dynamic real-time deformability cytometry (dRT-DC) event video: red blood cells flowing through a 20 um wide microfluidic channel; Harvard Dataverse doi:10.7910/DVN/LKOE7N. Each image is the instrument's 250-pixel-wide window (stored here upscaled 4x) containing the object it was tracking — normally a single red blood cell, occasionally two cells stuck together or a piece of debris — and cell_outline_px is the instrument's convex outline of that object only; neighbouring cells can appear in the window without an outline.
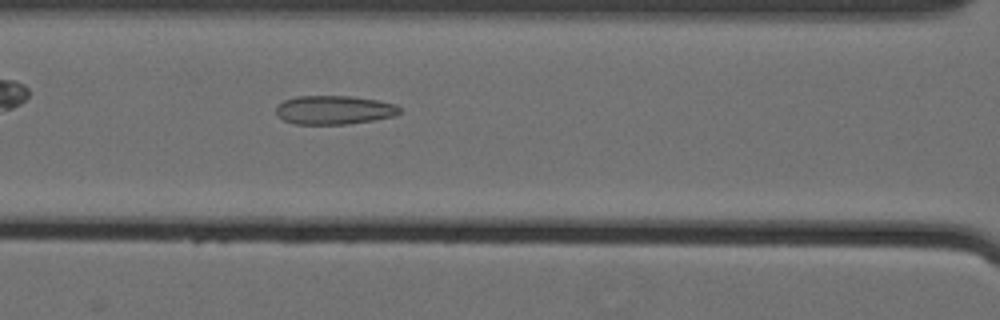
{"species": "Egyptian fruit bat (a non-hibernating species)", "species_latin": "Rousettus aegyptiacus", "temperature_condition": "cold", "stored_images_in_passage": 49, "camera_frame_rate_fps": 3000, "um_per_image_px": 0.085, "animal": {"sex": "female"}, "frame": {"image": 1, "passage_image": 24, "time_ms": 7.667, "image_size_px": [1000, 320], "cell_outline_px": [[400, 112], [392, 116], [376, 120], [348, 124], [296, 124], [284, 120], [276, 112], [276, 104], [284, 100], [296, 96], [352, 96], [376, 100], [396, 104], [400, 108]], "centroid_in_image_um": [28.39, 9.34], "position_along_channel_um": 138.2, "area_um2": 20.75}}
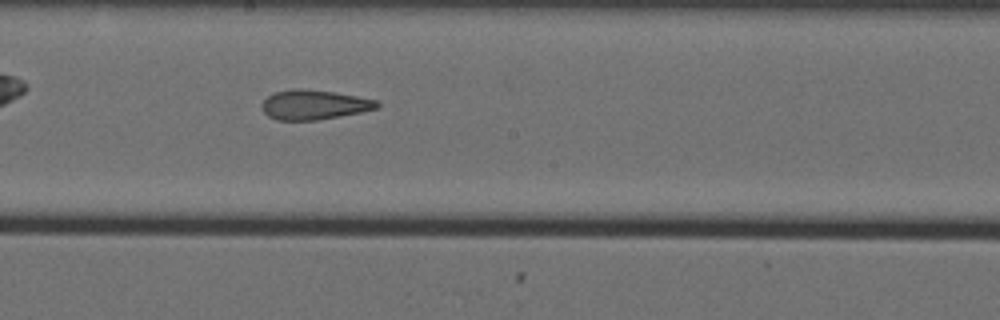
{"frame": {"image": 2, "passage_image": 31, "time_ms": 10.0, "image_size_px": [1000, 320], "cell_outline_px": [[380, 108], [340, 116], [316, 120], [276, 120], [268, 116], [260, 108], [260, 104], [268, 96], [276, 92], [292, 88], [308, 88], [356, 96], [376, 100], [380, 104]], "centroid_in_image_um": [26.66, 8.9], "position_along_channel_um": 221.5, "area_um2": 20.0}}
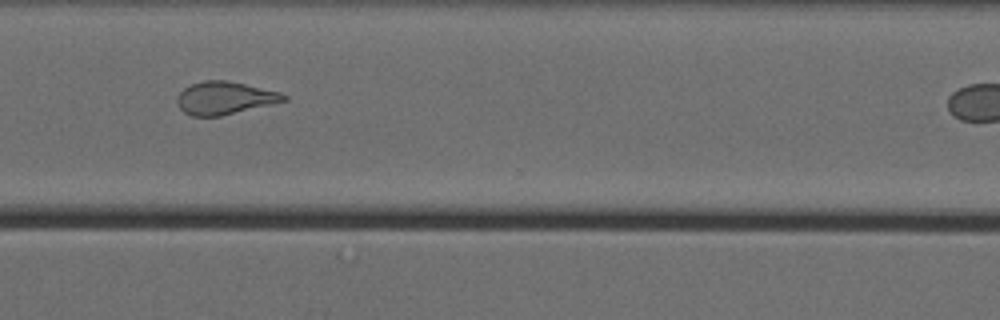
{"frame": {"image": 3, "passage_image": 42, "time_ms": 13.667, "image_size_px": [1000, 320], "cell_outline_px": [[288, 100], [220, 116], [192, 116], [184, 112], [180, 108], [176, 100], [176, 96], [184, 88], [192, 84], [204, 80], [228, 80], [280, 92], [288, 96]], "centroid_in_image_um": [19.08, 8.32], "position_along_channel_um": 351.5, "area_um2": 20.29}}